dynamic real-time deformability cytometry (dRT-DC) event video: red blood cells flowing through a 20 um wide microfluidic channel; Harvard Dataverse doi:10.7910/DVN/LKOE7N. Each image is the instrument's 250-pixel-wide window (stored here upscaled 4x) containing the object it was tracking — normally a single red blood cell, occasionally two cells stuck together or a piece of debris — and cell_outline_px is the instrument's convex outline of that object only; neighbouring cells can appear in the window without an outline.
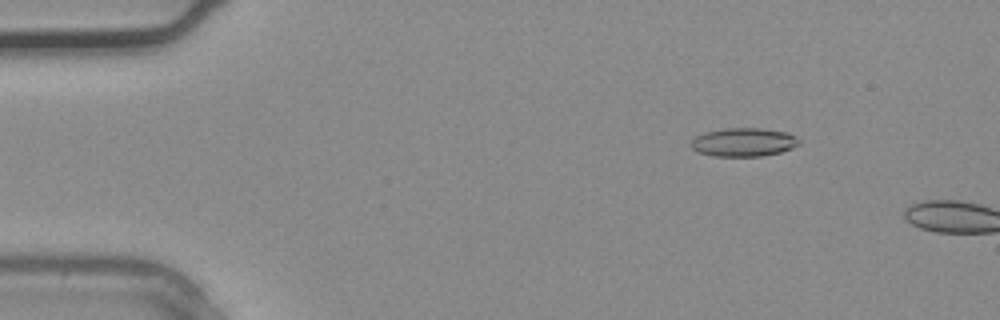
{"species": "common noctule bat (a hibernating species)", "species_latin": "Nyctalus noctula", "temperature_condition": "warm", "stored_images_in_passage": 3, "camera_frame_rate_fps": 3000, "um_per_image_px": 0.085, "animal": {"sex": "male", "body_mass_g": 20.4}, "frame": {"image": 1, "passage_image": 3, "time_ms": 0.667, "image_size_px": [1000, 320], "cell_outline_px": [[800, 144], [792, 148], [780, 152], [764, 156], [712, 156], [696, 152], [688, 144], [696, 136], [704, 132], [724, 128], [764, 128], [788, 132], [796, 136], [800, 140]], "centroid_in_image_um": [63.2, 12.08], "position_along_channel_um": 21.8, "area_um2": 18.32}}